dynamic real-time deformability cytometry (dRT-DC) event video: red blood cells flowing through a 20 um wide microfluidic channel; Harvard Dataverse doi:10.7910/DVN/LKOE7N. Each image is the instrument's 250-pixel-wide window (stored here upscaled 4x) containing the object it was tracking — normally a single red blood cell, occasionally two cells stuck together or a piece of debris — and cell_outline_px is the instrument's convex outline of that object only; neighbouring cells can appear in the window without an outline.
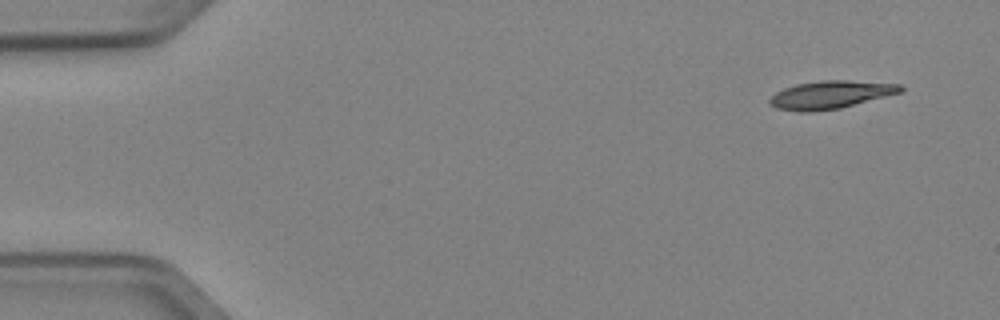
{"species": "Egyptian fruit bat (a non-hibernating species)", "species_latin": "Rousettus aegyptiacus", "temperature_condition": "cold", "stored_images_in_passage": 49, "camera_frame_rate_fps": 3000, "um_per_image_px": 0.085, "animal": {"sex": "female"}, "frame": {"image": 1, "passage_image": 1, "time_ms": 0.0, "image_size_px": [1000, 320], "cell_outline_px": [[904, 88], [900, 92], [840, 108], [812, 112], [800, 112], [776, 108], [768, 104], [768, 100], [776, 92], [784, 88], [796, 84], [820, 80], [848, 80], [900, 84]], "centroid_in_image_um": [70.54, 8.05], "position_along_channel_um": 14.5, "area_um2": 21.21}}
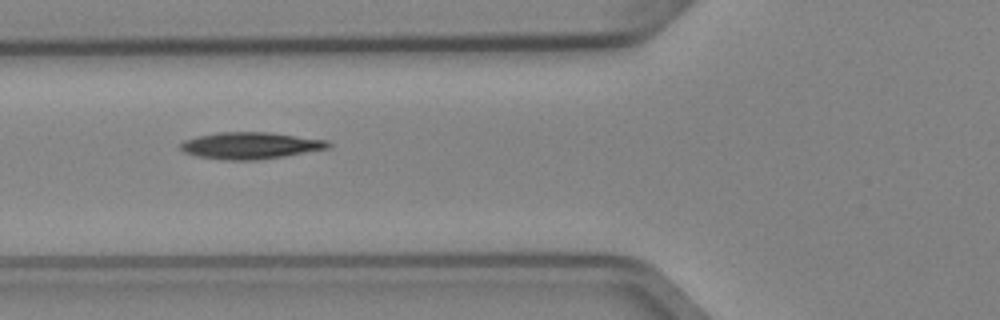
{"frame": {"image": 2, "passage_image": 17, "time_ms": 5.333, "image_size_px": [1000, 320], "cell_outline_px": [[332, 144], [328, 148], [284, 156], [260, 160], [224, 160], [196, 156], [184, 152], [180, 148], [180, 144], [184, 140], [196, 136], [220, 132], [268, 132], [328, 140]], "centroid_in_image_um": [21.27, 12.37], "position_along_channel_um": 104.5, "area_um2": 23.06}}
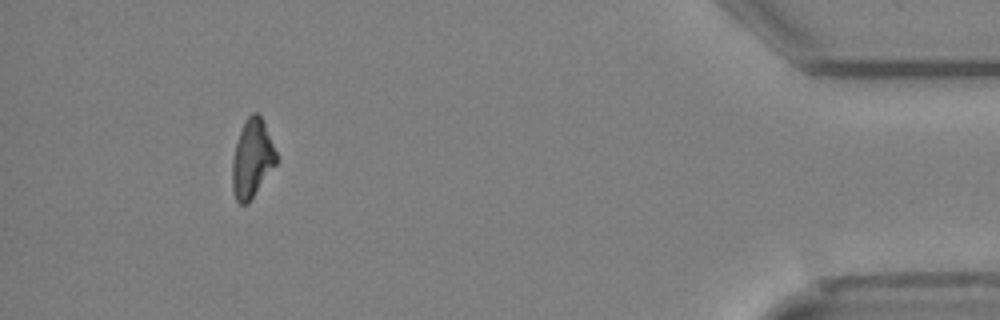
{"frame": {"image": 3, "passage_image": 45, "time_ms": 14.667, "image_size_px": [1000, 320], "cell_outline_px": [[280, 156], [276, 164], [248, 204], [240, 204], [236, 200], [232, 188], [232, 160], [236, 144], [244, 120], [252, 112], [256, 112], [260, 116]], "centroid_in_image_um": [21.44, 13.49], "position_along_channel_um": 413.8, "area_um2": 20.17}, "authors_computed_cell_mechanics": {"area_um2": 21.3282, "velocity_mm_per_s": 3.956, "shape_relaxation_time_tau1_ms": 3.8112, "shape_relaxation_time_tau2_ms": null, "deformation_change_tau1": 0.1321, "deformation_change_tau2": null}}